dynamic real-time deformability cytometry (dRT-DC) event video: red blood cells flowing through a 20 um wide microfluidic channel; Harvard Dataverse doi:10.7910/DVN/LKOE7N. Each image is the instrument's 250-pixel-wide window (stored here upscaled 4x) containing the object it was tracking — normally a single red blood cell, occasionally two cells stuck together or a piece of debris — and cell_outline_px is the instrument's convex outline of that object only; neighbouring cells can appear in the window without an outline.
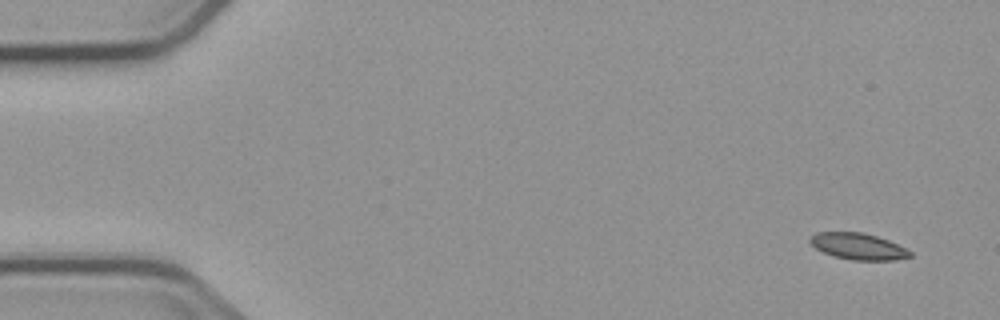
{"species": "common noctule bat (a hibernating species)", "species_latin": "Nyctalus noctula", "temperature_condition": "cold", "stored_images_in_passage": 4, "camera_frame_rate_fps": 3000, "um_per_image_px": 0.085, "animal": {"sex": "male", "body_mass_g": 23.1, "forearm_length_mm": 52.7}, "frame": {"image": 1, "passage_image": 1, "time_ms": 0.0, "image_size_px": [1000, 320], "cell_outline_px": [[912, 256], [896, 260], [852, 260], [832, 256], [816, 248], [808, 240], [816, 232], [864, 232], [888, 240], [912, 252]], "centroid_in_image_um": [72.94, 20.94], "position_along_channel_um": 12.1, "area_um2": 15.32}}